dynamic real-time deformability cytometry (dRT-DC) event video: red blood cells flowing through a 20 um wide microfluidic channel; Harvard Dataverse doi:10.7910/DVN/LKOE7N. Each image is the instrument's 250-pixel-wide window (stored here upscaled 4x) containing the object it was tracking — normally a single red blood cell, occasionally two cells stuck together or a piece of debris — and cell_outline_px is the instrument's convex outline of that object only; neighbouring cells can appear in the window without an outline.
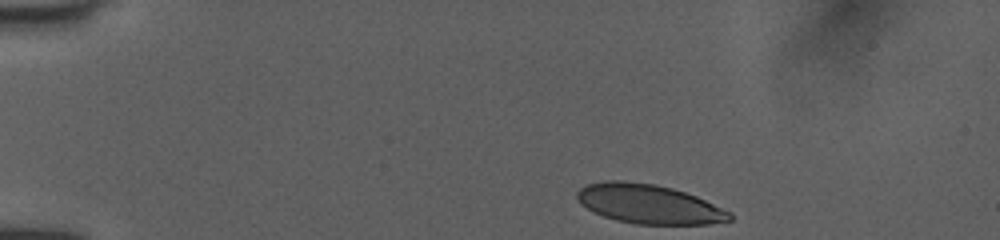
{"species": "human", "species_latin": "Homo sapiens", "temperature_condition": "room temperature", "stored_images_in_passage": 40, "camera_frame_rate_fps": 3000, "um_per_image_px": 0.085, "donor": {"sex": "female"}, "frame": {"image": 1, "passage_image": 1, "time_ms": 0.0, "image_size_px": [1000, 240], "cell_outline_px": [[732, 220], [708, 224], [636, 224], [616, 220], [592, 212], [580, 204], [576, 196], [576, 192], [580, 188], [588, 184], [604, 180], [624, 180], [656, 184], [672, 188], [696, 196], [732, 212]], "centroid_in_image_um": [55.13, 17.33], "position_along_channel_um": 29.9, "area_um2": 35.14}}
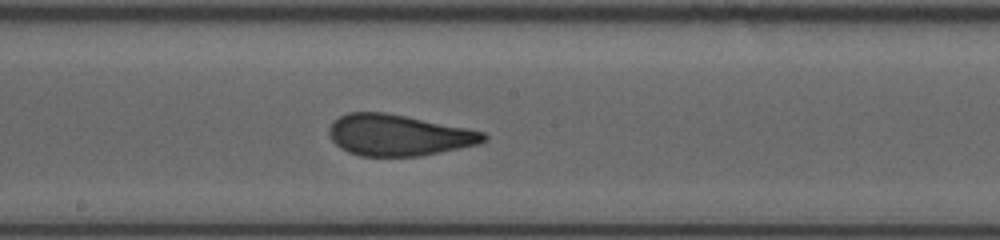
{"frame": {"image": 2, "passage_image": 21, "time_ms": 6.667, "image_size_px": [1000, 240], "cell_outline_px": [[488, 140], [480, 144], [420, 156], [360, 156], [348, 152], [340, 148], [332, 140], [328, 132], [328, 128], [332, 120], [348, 112], [384, 112], [468, 128], [484, 132], [488, 136]], "centroid_in_image_um": [33.87, 11.49], "position_along_channel_um": 214.3, "area_um2": 37.28}}
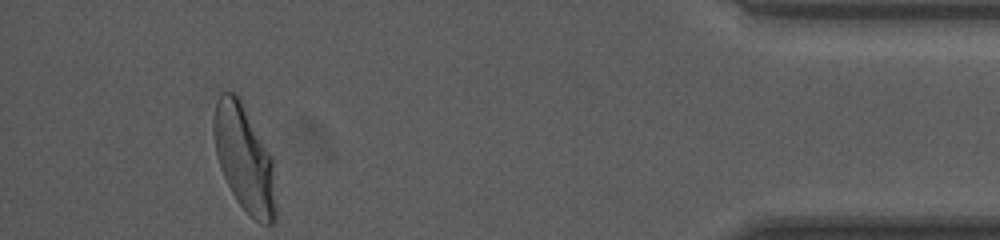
{"frame": {"image": 3, "passage_image": 40, "time_ms": 13.0, "image_size_px": [1000, 240], "cell_outline_px": [[276, 216], [272, 224], [264, 224], [256, 220], [236, 200], [224, 176], [216, 152], [212, 128], [212, 120], [216, 100], [220, 92], [236, 92], [240, 96], [272, 156], [276, 204]], "centroid_in_image_um": [20.76, 13.39], "position_along_channel_um": 414.4, "area_um2": 38.67}, "authors_computed_cell_mechanics": {"area_um2": 37.2521, "velocity_mm_per_s": 4.0011, "shape_relaxation_time_tau1_ms": 6.3838, "shape_relaxation_time_tau2_ms": 0.8314, "deformation_change_tau1": 0.2112, "deformation_change_tau2": 0.0968}}